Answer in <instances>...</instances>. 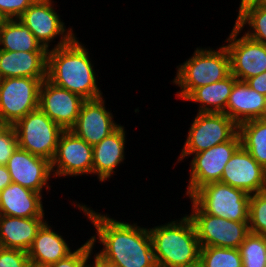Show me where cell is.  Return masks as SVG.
<instances>
[{
	"label": "cell",
	"instance_id": "cell-5",
	"mask_svg": "<svg viewBox=\"0 0 266 267\" xmlns=\"http://www.w3.org/2000/svg\"><path fill=\"white\" fill-rule=\"evenodd\" d=\"M192 121L177 163L229 141L238 132V125L225 113L197 112Z\"/></svg>",
	"mask_w": 266,
	"mask_h": 267
},
{
	"label": "cell",
	"instance_id": "cell-34",
	"mask_svg": "<svg viewBox=\"0 0 266 267\" xmlns=\"http://www.w3.org/2000/svg\"><path fill=\"white\" fill-rule=\"evenodd\" d=\"M35 0H0V14L5 20L19 19Z\"/></svg>",
	"mask_w": 266,
	"mask_h": 267
},
{
	"label": "cell",
	"instance_id": "cell-17",
	"mask_svg": "<svg viewBox=\"0 0 266 267\" xmlns=\"http://www.w3.org/2000/svg\"><path fill=\"white\" fill-rule=\"evenodd\" d=\"M220 182L255 194L266 190V169L240 146L225 165Z\"/></svg>",
	"mask_w": 266,
	"mask_h": 267
},
{
	"label": "cell",
	"instance_id": "cell-14",
	"mask_svg": "<svg viewBox=\"0 0 266 267\" xmlns=\"http://www.w3.org/2000/svg\"><path fill=\"white\" fill-rule=\"evenodd\" d=\"M84 101L80 95L54 85L47 78L41 83L39 108L64 130L75 124Z\"/></svg>",
	"mask_w": 266,
	"mask_h": 267
},
{
	"label": "cell",
	"instance_id": "cell-38",
	"mask_svg": "<svg viewBox=\"0 0 266 267\" xmlns=\"http://www.w3.org/2000/svg\"><path fill=\"white\" fill-rule=\"evenodd\" d=\"M257 0H241L239 4V8L242 7L245 4L251 3V2H256Z\"/></svg>",
	"mask_w": 266,
	"mask_h": 267
},
{
	"label": "cell",
	"instance_id": "cell-43",
	"mask_svg": "<svg viewBox=\"0 0 266 267\" xmlns=\"http://www.w3.org/2000/svg\"><path fill=\"white\" fill-rule=\"evenodd\" d=\"M28 267H42V266H36V265L30 264Z\"/></svg>",
	"mask_w": 266,
	"mask_h": 267
},
{
	"label": "cell",
	"instance_id": "cell-44",
	"mask_svg": "<svg viewBox=\"0 0 266 267\" xmlns=\"http://www.w3.org/2000/svg\"><path fill=\"white\" fill-rule=\"evenodd\" d=\"M262 119L266 120V110H265V113H264V115H263V118H262Z\"/></svg>",
	"mask_w": 266,
	"mask_h": 267
},
{
	"label": "cell",
	"instance_id": "cell-22",
	"mask_svg": "<svg viewBox=\"0 0 266 267\" xmlns=\"http://www.w3.org/2000/svg\"><path fill=\"white\" fill-rule=\"evenodd\" d=\"M48 52L0 50V79L47 78Z\"/></svg>",
	"mask_w": 266,
	"mask_h": 267
},
{
	"label": "cell",
	"instance_id": "cell-3",
	"mask_svg": "<svg viewBox=\"0 0 266 267\" xmlns=\"http://www.w3.org/2000/svg\"><path fill=\"white\" fill-rule=\"evenodd\" d=\"M148 229L157 267H188L199 263L201 247L187 214Z\"/></svg>",
	"mask_w": 266,
	"mask_h": 267
},
{
	"label": "cell",
	"instance_id": "cell-8",
	"mask_svg": "<svg viewBox=\"0 0 266 267\" xmlns=\"http://www.w3.org/2000/svg\"><path fill=\"white\" fill-rule=\"evenodd\" d=\"M187 214L196 229L200 247L239 248L250 233L248 221H231L205 213L191 198Z\"/></svg>",
	"mask_w": 266,
	"mask_h": 267
},
{
	"label": "cell",
	"instance_id": "cell-31",
	"mask_svg": "<svg viewBox=\"0 0 266 267\" xmlns=\"http://www.w3.org/2000/svg\"><path fill=\"white\" fill-rule=\"evenodd\" d=\"M93 249L91 241L88 239L83 245L78 247V249H75L66 258L49 264L46 267H86L93 255Z\"/></svg>",
	"mask_w": 266,
	"mask_h": 267
},
{
	"label": "cell",
	"instance_id": "cell-36",
	"mask_svg": "<svg viewBox=\"0 0 266 267\" xmlns=\"http://www.w3.org/2000/svg\"><path fill=\"white\" fill-rule=\"evenodd\" d=\"M12 183L11 175L6 165H0V191Z\"/></svg>",
	"mask_w": 266,
	"mask_h": 267
},
{
	"label": "cell",
	"instance_id": "cell-19",
	"mask_svg": "<svg viewBox=\"0 0 266 267\" xmlns=\"http://www.w3.org/2000/svg\"><path fill=\"white\" fill-rule=\"evenodd\" d=\"M44 194L11 183L0 191V215L19 218L45 217Z\"/></svg>",
	"mask_w": 266,
	"mask_h": 267
},
{
	"label": "cell",
	"instance_id": "cell-20",
	"mask_svg": "<svg viewBox=\"0 0 266 267\" xmlns=\"http://www.w3.org/2000/svg\"><path fill=\"white\" fill-rule=\"evenodd\" d=\"M266 96L250 88L245 81L237 80L231 90L225 114L237 125L252 119L263 118Z\"/></svg>",
	"mask_w": 266,
	"mask_h": 267
},
{
	"label": "cell",
	"instance_id": "cell-15",
	"mask_svg": "<svg viewBox=\"0 0 266 267\" xmlns=\"http://www.w3.org/2000/svg\"><path fill=\"white\" fill-rule=\"evenodd\" d=\"M12 183L43 193L51 190L50 178H54L51 161L17 148L6 164Z\"/></svg>",
	"mask_w": 266,
	"mask_h": 267
},
{
	"label": "cell",
	"instance_id": "cell-24",
	"mask_svg": "<svg viewBox=\"0 0 266 267\" xmlns=\"http://www.w3.org/2000/svg\"><path fill=\"white\" fill-rule=\"evenodd\" d=\"M237 79L230 74L227 78L195 88L184 101L199 103L198 112L225 113L226 105Z\"/></svg>",
	"mask_w": 266,
	"mask_h": 267
},
{
	"label": "cell",
	"instance_id": "cell-37",
	"mask_svg": "<svg viewBox=\"0 0 266 267\" xmlns=\"http://www.w3.org/2000/svg\"><path fill=\"white\" fill-rule=\"evenodd\" d=\"M93 255L94 256H92L93 257L92 263H91L92 259H90V262H89V265L91 267H115V266L110 265V264L104 262L103 260H101L96 254H94V252H93Z\"/></svg>",
	"mask_w": 266,
	"mask_h": 267
},
{
	"label": "cell",
	"instance_id": "cell-30",
	"mask_svg": "<svg viewBox=\"0 0 266 267\" xmlns=\"http://www.w3.org/2000/svg\"><path fill=\"white\" fill-rule=\"evenodd\" d=\"M249 231L266 236V190L249 198Z\"/></svg>",
	"mask_w": 266,
	"mask_h": 267
},
{
	"label": "cell",
	"instance_id": "cell-13",
	"mask_svg": "<svg viewBox=\"0 0 266 267\" xmlns=\"http://www.w3.org/2000/svg\"><path fill=\"white\" fill-rule=\"evenodd\" d=\"M92 165L93 146L71 130H64L51 161L54 178L92 175Z\"/></svg>",
	"mask_w": 266,
	"mask_h": 267
},
{
	"label": "cell",
	"instance_id": "cell-1",
	"mask_svg": "<svg viewBox=\"0 0 266 267\" xmlns=\"http://www.w3.org/2000/svg\"><path fill=\"white\" fill-rule=\"evenodd\" d=\"M73 203L96 229L89 240L93 248L97 242L103 246L100 252L94 249L101 260L115 267H157L148 228L96 212L84 203Z\"/></svg>",
	"mask_w": 266,
	"mask_h": 267
},
{
	"label": "cell",
	"instance_id": "cell-28",
	"mask_svg": "<svg viewBox=\"0 0 266 267\" xmlns=\"http://www.w3.org/2000/svg\"><path fill=\"white\" fill-rule=\"evenodd\" d=\"M199 263L203 267H242V258L237 248L201 247Z\"/></svg>",
	"mask_w": 266,
	"mask_h": 267
},
{
	"label": "cell",
	"instance_id": "cell-25",
	"mask_svg": "<svg viewBox=\"0 0 266 267\" xmlns=\"http://www.w3.org/2000/svg\"><path fill=\"white\" fill-rule=\"evenodd\" d=\"M0 50L16 52H48L35 35L19 19L4 20L0 26Z\"/></svg>",
	"mask_w": 266,
	"mask_h": 267
},
{
	"label": "cell",
	"instance_id": "cell-18",
	"mask_svg": "<svg viewBox=\"0 0 266 267\" xmlns=\"http://www.w3.org/2000/svg\"><path fill=\"white\" fill-rule=\"evenodd\" d=\"M126 131L120 125L100 143L93 146L92 175H96L99 182L108 181L116 173L125 159Z\"/></svg>",
	"mask_w": 266,
	"mask_h": 267
},
{
	"label": "cell",
	"instance_id": "cell-12",
	"mask_svg": "<svg viewBox=\"0 0 266 267\" xmlns=\"http://www.w3.org/2000/svg\"><path fill=\"white\" fill-rule=\"evenodd\" d=\"M241 33L234 25L224 45L230 57L231 74L246 82L266 71V45Z\"/></svg>",
	"mask_w": 266,
	"mask_h": 267
},
{
	"label": "cell",
	"instance_id": "cell-33",
	"mask_svg": "<svg viewBox=\"0 0 266 267\" xmlns=\"http://www.w3.org/2000/svg\"><path fill=\"white\" fill-rule=\"evenodd\" d=\"M27 251L0 247V267H28Z\"/></svg>",
	"mask_w": 266,
	"mask_h": 267
},
{
	"label": "cell",
	"instance_id": "cell-40",
	"mask_svg": "<svg viewBox=\"0 0 266 267\" xmlns=\"http://www.w3.org/2000/svg\"><path fill=\"white\" fill-rule=\"evenodd\" d=\"M188 267H203L200 263H197L195 265H192V266H188Z\"/></svg>",
	"mask_w": 266,
	"mask_h": 267
},
{
	"label": "cell",
	"instance_id": "cell-4",
	"mask_svg": "<svg viewBox=\"0 0 266 267\" xmlns=\"http://www.w3.org/2000/svg\"><path fill=\"white\" fill-rule=\"evenodd\" d=\"M176 68V76L171 82L180 88L176 98L181 100L195 88L221 81L231 74L229 53L223 44L216 50L197 47L192 56Z\"/></svg>",
	"mask_w": 266,
	"mask_h": 267
},
{
	"label": "cell",
	"instance_id": "cell-6",
	"mask_svg": "<svg viewBox=\"0 0 266 267\" xmlns=\"http://www.w3.org/2000/svg\"><path fill=\"white\" fill-rule=\"evenodd\" d=\"M205 213L231 221H249L250 194L222 182L199 188L190 197Z\"/></svg>",
	"mask_w": 266,
	"mask_h": 267
},
{
	"label": "cell",
	"instance_id": "cell-16",
	"mask_svg": "<svg viewBox=\"0 0 266 267\" xmlns=\"http://www.w3.org/2000/svg\"><path fill=\"white\" fill-rule=\"evenodd\" d=\"M105 98L85 100L75 124L69 129L89 145L100 143L121 124L115 122L111 111L105 106Z\"/></svg>",
	"mask_w": 266,
	"mask_h": 267
},
{
	"label": "cell",
	"instance_id": "cell-7",
	"mask_svg": "<svg viewBox=\"0 0 266 267\" xmlns=\"http://www.w3.org/2000/svg\"><path fill=\"white\" fill-rule=\"evenodd\" d=\"M19 148L52 161L64 129L37 108L13 125Z\"/></svg>",
	"mask_w": 266,
	"mask_h": 267
},
{
	"label": "cell",
	"instance_id": "cell-32",
	"mask_svg": "<svg viewBox=\"0 0 266 267\" xmlns=\"http://www.w3.org/2000/svg\"><path fill=\"white\" fill-rule=\"evenodd\" d=\"M18 147V138L14 126L5 125L0 129V165H6Z\"/></svg>",
	"mask_w": 266,
	"mask_h": 267
},
{
	"label": "cell",
	"instance_id": "cell-42",
	"mask_svg": "<svg viewBox=\"0 0 266 267\" xmlns=\"http://www.w3.org/2000/svg\"><path fill=\"white\" fill-rule=\"evenodd\" d=\"M5 125L3 124V122L0 119V129H2Z\"/></svg>",
	"mask_w": 266,
	"mask_h": 267
},
{
	"label": "cell",
	"instance_id": "cell-27",
	"mask_svg": "<svg viewBox=\"0 0 266 267\" xmlns=\"http://www.w3.org/2000/svg\"><path fill=\"white\" fill-rule=\"evenodd\" d=\"M235 20V26L252 40L266 45V7L251 2L238 9V15ZM248 24V25H247Z\"/></svg>",
	"mask_w": 266,
	"mask_h": 267
},
{
	"label": "cell",
	"instance_id": "cell-35",
	"mask_svg": "<svg viewBox=\"0 0 266 267\" xmlns=\"http://www.w3.org/2000/svg\"><path fill=\"white\" fill-rule=\"evenodd\" d=\"M246 83L250 86V88L266 96V71L249 78Z\"/></svg>",
	"mask_w": 266,
	"mask_h": 267
},
{
	"label": "cell",
	"instance_id": "cell-29",
	"mask_svg": "<svg viewBox=\"0 0 266 267\" xmlns=\"http://www.w3.org/2000/svg\"><path fill=\"white\" fill-rule=\"evenodd\" d=\"M238 249L242 267H266V236L250 232Z\"/></svg>",
	"mask_w": 266,
	"mask_h": 267
},
{
	"label": "cell",
	"instance_id": "cell-10",
	"mask_svg": "<svg viewBox=\"0 0 266 267\" xmlns=\"http://www.w3.org/2000/svg\"><path fill=\"white\" fill-rule=\"evenodd\" d=\"M54 0H35L20 16L19 20L30 29L36 40L47 50L68 44L75 36L73 27L66 29L61 15L54 8ZM60 37L54 47L51 42Z\"/></svg>",
	"mask_w": 266,
	"mask_h": 267
},
{
	"label": "cell",
	"instance_id": "cell-41",
	"mask_svg": "<svg viewBox=\"0 0 266 267\" xmlns=\"http://www.w3.org/2000/svg\"><path fill=\"white\" fill-rule=\"evenodd\" d=\"M5 19L1 16V14H0V26L2 25V23H3V21H4Z\"/></svg>",
	"mask_w": 266,
	"mask_h": 267
},
{
	"label": "cell",
	"instance_id": "cell-23",
	"mask_svg": "<svg viewBox=\"0 0 266 267\" xmlns=\"http://www.w3.org/2000/svg\"><path fill=\"white\" fill-rule=\"evenodd\" d=\"M45 217L19 218L0 215V247L28 251Z\"/></svg>",
	"mask_w": 266,
	"mask_h": 267
},
{
	"label": "cell",
	"instance_id": "cell-11",
	"mask_svg": "<svg viewBox=\"0 0 266 267\" xmlns=\"http://www.w3.org/2000/svg\"><path fill=\"white\" fill-rule=\"evenodd\" d=\"M240 146L241 138L237 132L229 141L193 154L185 196L190 198L202 186L220 182L225 165Z\"/></svg>",
	"mask_w": 266,
	"mask_h": 267
},
{
	"label": "cell",
	"instance_id": "cell-21",
	"mask_svg": "<svg viewBox=\"0 0 266 267\" xmlns=\"http://www.w3.org/2000/svg\"><path fill=\"white\" fill-rule=\"evenodd\" d=\"M46 221L38 230L30 249L27 251L30 264L46 267L66 258L74 251L71 250L64 236L53 229Z\"/></svg>",
	"mask_w": 266,
	"mask_h": 267
},
{
	"label": "cell",
	"instance_id": "cell-9",
	"mask_svg": "<svg viewBox=\"0 0 266 267\" xmlns=\"http://www.w3.org/2000/svg\"><path fill=\"white\" fill-rule=\"evenodd\" d=\"M46 78L13 77L0 79V119L13 126L39 108V90Z\"/></svg>",
	"mask_w": 266,
	"mask_h": 267
},
{
	"label": "cell",
	"instance_id": "cell-39",
	"mask_svg": "<svg viewBox=\"0 0 266 267\" xmlns=\"http://www.w3.org/2000/svg\"><path fill=\"white\" fill-rule=\"evenodd\" d=\"M257 4L266 7V0H257L256 1Z\"/></svg>",
	"mask_w": 266,
	"mask_h": 267
},
{
	"label": "cell",
	"instance_id": "cell-2",
	"mask_svg": "<svg viewBox=\"0 0 266 267\" xmlns=\"http://www.w3.org/2000/svg\"><path fill=\"white\" fill-rule=\"evenodd\" d=\"M78 39L75 36L68 44L48 50L47 79L85 100L101 98L103 93L98 86L95 63L89 49Z\"/></svg>",
	"mask_w": 266,
	"mask_h": 267
},
{
	"label": "cell",
	"instance_id": "cell-26",
	"mask_svg": "<svg viewBox=\"0 0 266 267\" xmlns=\"http://www.w3.org/2000/svg\"><path fill=\"white\" fill-rule=\"evenodd\" d=\"M241 146L266 169V120L252 119L238 125Z\"/></svg>",
	"mask_w": 266,
	"mask_h": 267
}]
</instances>
